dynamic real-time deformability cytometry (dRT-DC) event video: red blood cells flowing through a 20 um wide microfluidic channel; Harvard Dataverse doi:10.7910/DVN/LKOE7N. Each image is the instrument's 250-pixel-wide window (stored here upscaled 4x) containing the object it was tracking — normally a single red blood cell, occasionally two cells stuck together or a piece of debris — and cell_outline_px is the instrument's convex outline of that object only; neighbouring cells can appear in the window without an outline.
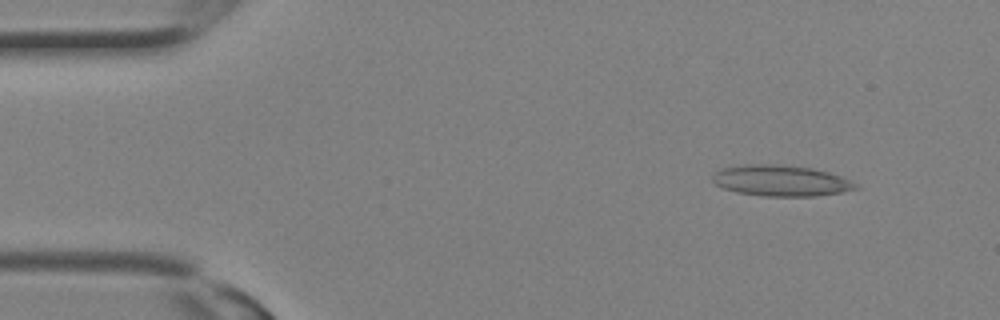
{"species": "Egyptian fruit bat (a non-hibernating species)", "species_latin": "Rousettus aegyptiacus", "temperature_condition": "room temperature", "stored_images_in_passage": 12, "camera_frame_rate_fps": 3000, "um_per_image_px": 0.085, "animal": {"sex": "female"}, "frame": {"image": 1, "passage_image": 1, "time_ms": 0.0, "image_size_px": [1000, 320], "cell_outline_px": [[860, 188], [840, 192], [816, 196], [764, 196], [736, 192], [724, 188], [716, 184], [712, 180], [712, 176], [720, 168], [744, 164], [784, 164], [812, 168], [828, 172], [840, 176], [856, 184]], "centroid_in_image_um": [66.35, 15.34], "position_along_channel_um": 18.7, "area_um2": 25.84}}
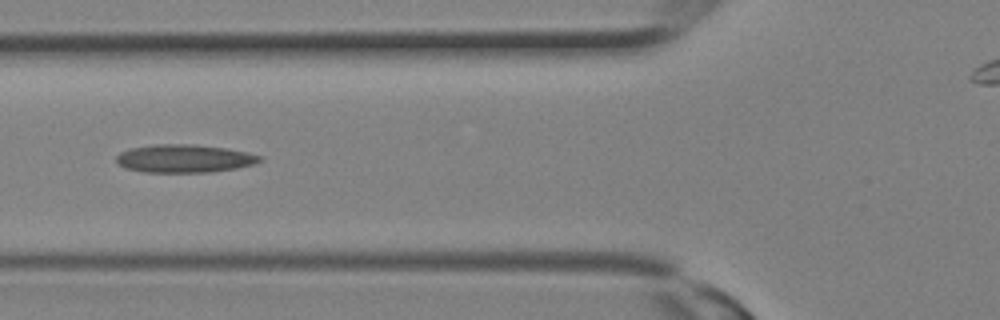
{"frame": {"image": 2, "passage_image": 9, "time_ms": 2.667, "image_size_px": [1000, 320], "cell_outline_px": [[264, 160], [256, 164], [236, 168], [208, 172], [144, 172], [124, 168], [116, 160], [116, 156], [120, 152], [132, 148], [156, 144], [196, 144], [224, 148], [248, 152], [264, 156]], "centroid_in_image_um": [15.72, 13.47], "position_along_channel_um": 110.1, "area_um2": 23.58}}
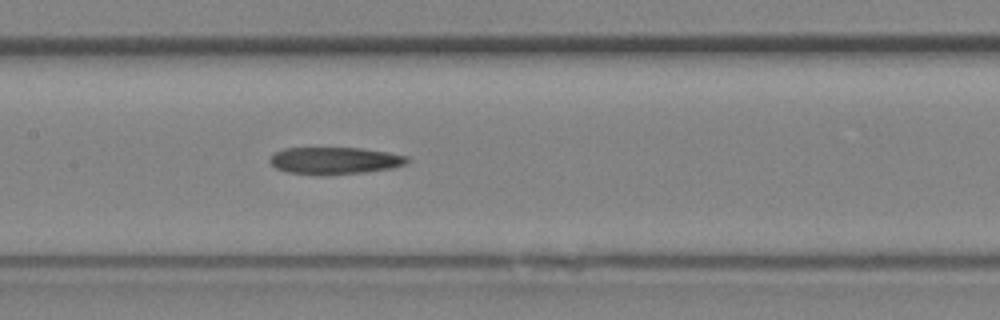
{"frame": {"image": 3, "passage_image": 12, "time_ms": 3.667, "image_size_px": [1000, 320], "cell_outline_px": [[408, 160], [404, 164], [392, 168], [364, 172], [324, 176], [288, 172], [276, 168], [268, 160], [272, 152], [284, 148], [360, 148], [388, 152], [408, 156]], "centroid_in_image_um": [28.4, 13.65], "position_along_channel_um": 179.0, "area_um2": 21.85}}